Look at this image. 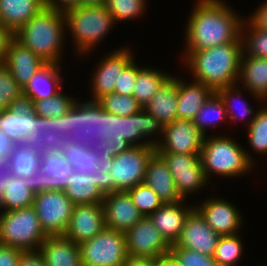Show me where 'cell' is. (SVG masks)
Instances as JSON below:
<instances>
[{
	"label": "cell",
	"mask_w": 267,
	"mask_h": 266,
	"mask_svg": "<svg viewBox=\"0 0 267 266\" xmlns=\"http://www.w3.org/2000/svg\"><path fill=\"white\" fill-rule=\"evenodd\" d=\"M194 8L187 24V51L243 41L244 22L224 2L199 0Z\"/></svg>",
	"instance_id": "obj_1"
},
{
	"label": "cell",
	"mask_w": 267,
	"mask_h": 266,
	"mask_svg": "<svg viewBox=\"0 0 267 266\" xmlns=\"http://www.w3.org/2000/svg\"><path fill=\"white\" fill-rule=\"evenodd\" d=\"M243 41H234L200 51H186L187 64L197 82L213 92L231 87L240 73Z\"/></svg>",
	"instance_id": "obj_2"
},
{
	"label": "cell",
	"mask_w": 267,
	"mask_h": 266,
	"mask_svg": "<svg viewBox=\"0 0 267 266\" xmlns=\"http://www.w3.org/2000/svg\"><path fill=\"white\" fill-rule=\"evenodd\" d=\"M64 25L62 11L45 7L15 32L14 37L46 63L58 64Z\"/></svg>",
	"instance_id": "obj_3"
},
{
	"label": "cell",
	"mask_w": 267,
	"mask_h": 266,
	"mask_svg": "<svg viewBox=\"0 0 267 266\" xmlns=\"http://www.w3.org/2000/svg\"><path fill=\"white\" fill-rule=\"evenodd\" d=\"M163 134L164 125L143 108L130 116L109 113V138L96 142L92 148L97 154L119 155L132 146H155L157 141L137 143L142 137L154 132Z\"/></svg>",
	"instance_id": "obj_4"
},
{
	"label": "cell",
	"mask_w": 267,
	"mask_h": 266,
	"mask_svg": "<svg viewBox=\"0 0 267 266\" xmlns=\"http://www.w3.org/2000/svg\"><path fill=\"white\" fill-rule=\"evenodd\" d=\"M56 133L66 141L93 146L109 136V113L97 101L74 103L67 114L56 117Z\"/></svg>",
	"instance_id": "obj_5"
},
{
	"label": "cell",
	"mask_w": 267,
	"mask_h": 266,
	"mask_svg": "<svg viewBox=\"0 0 267 266\" xmlns=\"http://www.w3.org/2000/svg\"><path fill=\"white\" fill-rule=\"evenodd\" d=\"M200 160L207 179L210 172L231 177L243 174L253 166L249 154L225 137H204Z\"/></svg>",
	"instance_id": "obj_6"
},
{
	"label": "cell",
	"mask_w": 267,
	"mask_h": 266,
	"mask_svg": "<svg viewBox=\"0 0 267 266\" xmlns=\"http://www.w3.org/2000/svg\"><path fill=\"white\" fill-rule=\"evenodd\" d=\"M66 26L74 35L78 51L84 52L102 40L115 23L105 5L78 6L63 12Z\"/></svg>",
	"instance_id": "obj_7"
},
{
	"label": "cell",
	"mask_w": 267,
	"mask_h": 266,
	"mask_svg": "<svg viewBox=\"0 0 267 266\" xmlns=\"http://www.w3.org/2000/svg\"><path fill=\"white\" fill-rule=\"evenodd\" d=\"M46 237L33 206L0 214V244L22 251L36 250Z\"/></svg>",
	"instance_id": "obj_8"
},
{
	"label": "cell",
	"mask_w": 267,
	"mask_h": 266,
	"mask_svg": "<svg viewBox=\"0 0 267 266\" xmlns=\"http://www.w3.org/2000/svg\"><path fill=\"white\" fill-rule=\"evenodd\" d=\"M79 247L82 264L90 266H123L129 256L125 234L106 227Z\"/></svg>",
	"instance_id": "obj_9"
},
{
	"label": "cell",
	"mask_w": 267,
	"mask_h": 266,
	"mask_svg": "<svg viewBox=\"0 0 267 266\" xmlns=\"http://www.w3.org/2000/svg\"><path fill=\"white\" fill-rule=\"evenodd\" d=\"M155 152V146H132L129 150L114 156L109 171L111 193L128 191L143 183L148 160Z\"/></svg>",
	"instance_id": "obj_10"
},
{
	"label": "cell",
	"mask_w": 267,
	"mask_h": 266,
	"mask_svg": "<svg viewBox=\"0 0 267 266\" xmlns=\"http://www.w3.org/2000/svg\"><path fill=\"white\" fill-rule=\"evenodd\" d=\"M74 205L64 191L48 190L35 193L33 207L47 236L64 235Z\"/></svg>",
	"instance_id": "obj_11"
},
{
	"label": "cell",
	"mask_w": 267,
	"mask_h": 266,
	"mask_svg": "<svg viewBox=\"0 0 267 266\" xmlns=\"http://www.w3.org/2000/svg\"><path fill=\"white\" fill-rule=\"evenodd\" d=\"M73 173L74 169L61 150L41 152L40 168L28 176L29 189L35 193L48 190L64 191Z\"/></svg>",
	"instance_id": "obj_12"
},
{
	"label": "cell",
	"mask_w": 267,
	"mask_h": 266,
	"mask_svg": "<svg viewBox=\"0 0 267 266\" xmlns=\"http://www.w3.org/2000/svg\"><path fill=\"white\" fill-rule=\"evenodd\" d=\"M124 234L129 256L157 259L170 253V245L149 216H143Z\"/></svg>",
	"instance_id": "obj_13"
},
{
	"label": "cell",
	"mask_w": 267,
	"mask_h": 266,
	"mask_svg": "<svg viewBox=\"0 0 267 266\" xmlns=\"http://www.w3.org/2000/svg\"><path fill=\"white\" fill-rule=\"evenodd\" d=\"M157 153L167 163L178 194L183 200L189 192L196 191L207 182L200 154Z\"/></svg>",
	"instance_id": "obj_14"
},
{
	"label": "cell",
	"mask_w": 267,
	"mask_h": 266,
	"mask_svg": "<svg viewBox=\"0 0 267 266\" xmlns=\"http://www.w3.org/2000/svg\"><path fill=\"white\" fill-rule=\"evenodd\" d=\"M164 142H157L156 152L200 154L204 136L191 120L176 119L164 125Z\"/></svg>",
	"instance_id": "obj_15"
},
{
	"label": "cell",
	"mask_w": 267,
	"mask_h": 266,
	"mask_svg": "<svg viewBox=\"0 0 267 266\" xmlns=\"http://www.w3.org/2000/svg\"><path fill=\"white\" fill-rule=\"evenodd\" d=\"M220 235L212 230L200 213L194 208L187 216L182 233L176 244L201 254L214 256Z\"/></svg>",
	"instance_id": "obj_16"
},
{
	"label": "cell",
	"mask_w": 267,
	"mask_h": 266,
	"mask_svg": "<svg viewBox=\"0 0 267 266\" xmlns=\"http://www.w3.org/2000/svg\"><path fill=\"white\" fill-rule=\"evenodd\" d=\"M105 228L103 204H75L63 236L76 244L92 239Z\"/></svg>",
	"instance_id": "obj_17"
},
{
	"label": "cell",
	"mask_w": 267,
	"mask_h": 266,
	"mask_svg": "<svg viewBox=\"0 0 267 266\" xmlns=\"http://www.w3.org/2000/svg\"><path fill=\"white\" fill-rule=\"evenodd\" d=\"M37 115L31 104L23 103L0 112V129L15 143L36 138Z\"/></svg>",
	"instance_id": "obj_18"
},
{
	"label": "cell",
	"mask_w": 267,
	"mask_h": 266,
	"mask_svg": "<svg viewBox=\"0 0 267 266\" xmlns=\"http://www.w3.org/2000/svg\"><path fill=\"white\" fill-rule=\"evenodd\" d=\"M102 204L105 227L109 229L125 233L143 217L127 191L105 195Z\"/></svg>",
	"instance_id": "obj_19"
},
{
	"label": "cell",
	"mask_w": 267,
	"mask_h": 266,
	"mask_svg": "<svg viewBox=\"0 0 267 266\" xmlns=\"http://www.w3.org/2000/svg\"><path fill=\"white\" fill-rule=\"evenodd\" d=\"M46 62L15 37L10 41L4 60L5 67L10 71L16 83L24 89L29 80Z\"/></svg>",
	"instance_id": "obj_20"
},
{
	"label": "cell",
	"mask_w": 267,
	"mask_h": 266,
	"mask_svg": "<svg viewBox=\"0 0 267 266\" xmlns=\"http://www.w3.org/2000/svg\"><path fill=\"white\" fill-rule=\"evenodd\" d=\"M209 227L220 236L236 235L241 224V216L237 209L222 199H209L195 208Z\"/></svg>",
	"instance_id": "obj_21"
},
{
	"label": "cell",
	"mask_w": 267,
	"mask_h": 266,
	"mask_svg": "<svg viewBox=\"0 0 267 266\" xmlns=\"http://www.w3.org/2000/svg\"><path fill=\"white\" fill-rule=\"evenodd\" d=\"M110 54L103 59L99 69L97 68L93 74V101H97L106 94L114 93L120 73L133 60L129 51L124 48Z\"/></svg>",
	"instance_id": "obj_22"
},
{
	"label": "cell",
	"mask_w": 267,
	"mask_h": 266,
	"mask_svg": "<svg viewBox=\"0 0 267 266\" xmlns=\"http://www.w3.org/2000/svg\"><path fill=\"white\" fill-rule=\"evenodd\" d=\"M144 183L156 192L164 204L183 200L178 194L167 163L157 152L148 160Z\"/></svg>",
	"instance_id": "obj_23"
},
{
	"label": "cell",
	"mask_w": 267,
	"mask_h": 266,
	"mask_svg": "<svg viewBox=\"0 0 267 266\" xmlns=\"http://www.w3.org/2000/svg\"><path fill=\"white\" fill-rule=\"evenodd\" d=\"M165 203L154 213L149 215L152 223L157 227L163 238L171 246L176 244L181 236L187 216L194 209L183 208L181 203Z\"/></svg>",
	"instance_id": "obj_24"
},
{
	"label": "cell",
	"mask_w": 267,
	"mask_h": 266,
	"mask_svg": "<svg viewBox=\"0 0 267 266\" xmlns=\"http://www.w3.org/2000/svg\"><path fill=\"white\" fill-rule=\"evenodd\" d=\"M46 266H81L79 244L63 235L47 236L38 249Z\"/></svg>",
	"instance_id": "obj_25"
},
{
	"label": "cell",
	"mask_w": 267,
	"mask_h": 266,
	"mask_svg": "<svg viewBox=\"0 0 267 266\" xmlns=\"http://www.w3.org/2000/svg\"><path fill=\"white\" fill-rule=\"evenodd\" d=\"M58 68L55 63H45L39 68L23 89L25 103L32 105L37 100L52 98L60 92L58 89L62 86Z\"/></svg>",
	"instance_id": "obj_26"
},
{
	"label": "cell",
	"mask_w": 267,
	"mask_h": 266,
	"mask_svg": "<svg viewBox=\"0 0 267 266\" xmlns=\"http://www.w3.org/2000/svg\"><path fill=\"white\" fill-rule=\"evenodd\" d=\"M45 7V0H0V23L15 33Z\"/></svg>",
	"instance_id": "obj_27"
},
{
	"label": "cell",
	"mask_w": 267,
	"mask_h": 266,
	"mask_svg": "<svg viewBox=\"0 0 267 266\" xmlns=\"http://www.w3.org/2000/svg\"><path fill=\"white\" fill-rule=\"evenodd\" d=\"M143 109L163 125L177 119V79L170 77Z\"/></svg>",
	"instance_id": "obj_28"
},
{
	"label": "cell",
	"mask_w": 267,
	"mask_h": 266,
	"mask_svg": "<svg viewBox=\"0 0 267 266\" xmlns=\"http://www.w3.org/2000/svg\"><path fill=\"white\" fill-rule=\"evenodd\" d=\"M212 93L201 82L188 85L177 79V119L192 121Z\"/></svg>",
	"instance_id": "obj_29"
},
{
	"label": "cell",
	"mask_w": 267,
	"mask_h": 266,
	"mask_svg": "<svg viewBox=\"0 0 267 266\" xmlns=\"http://www.w3.org/2000/svg\"><path fill=\"white\" fill-rule=\"evenodd\" d=\"M244 51L240 61L239 76L243 85L257 97L267 98V58L248 56L244 58Z\"/></svg>",
	"instance_id": "obj_30"
},
{
	"label": "cell",
	"mask_w": 267,
	"mask_h": 266,
	"mask_svg": "<svg viewBox=\"0 0 267 266\" xmlns=\"http://www.w3.org/2000/svg\"><path fill=\"white\" fill-rule=\"evenodd\" d=\"M41 151L34 143L16 144L5 164L18 178L33 175L40 168Z\"/></svg>",
	"instance_id": "obj_31"
},
{
	"label": "cell",
	"mask_w": 267,
	"mask_h": 266,
	"mask_svg": "<svg viewBox=\"0 0 267 266\" xmlns=\"http://www.w3.org/2000/svg\"><path fill=\"white\" fill-rule=\"evenodd\" d=\"M35 192L29 189L28 177L18 178L9 173L6 176L5 191L0 196V208L6 211L33 206Z\"/></svg>",
	"instance_id": "obj_32"
},
{
	"label": "cell",
	"mask_w": 267,
	"mask_h": 266,
	"mask_svg": "<svg viewBox=\"0 0 267 266\" xmlns=\"http://www.w3.org/2000/svg\"><path fill=\"white\" fill-rule=\"evenodd\" d=\"M64 192L74 204H102L105 197L95 186L89 173L80 174L75 171Z\"/></svg>",
	"instance_id": "obj_33"
},
{
	"label": "cell",
	"mask_w": 267,
	"mask_h": 266,
	"mask_svg": "<svg viewBox=\"0 0 267 266\" xmlns=\"http://www.w3.org/2000/svg\"><path fill=\"white\" fill-rule=\"evenodd\" d=\"M170 75L150 68H139L132 96L143 107L158 89L170 78Z\"/></svg>",
	"instance_id": "obj_34"
},
{
	"label": "cell",
	"mask_w": 267,
	"mask_h": 266,
	"mask_svg": "<svg viewBox=\"0 0 267 266\" xmlns=\"http://www.w3.org/2000/svg\"><path fill=\"white\" fill-rule=\"evenodd\" d=\"M61 151L77 173L86 174L97 168L95 163L98 160V154L92 146L65 140Z\"/></svg>",
	"instance_id": "obj_35"
},
{
	"label": "cell",
	"mask_w": 267,
	"mask_h": 266,
	"mask_svg": "<svg viewBox=\"0 0 267 266\" xmlns=\"http://www.w3.org/2000/svg\"><path fill=\"white\" fill-rule=\"evenodd\" d=\"M226 116V117H225ZM227 118L225 104L217 92H213L197 112L192 122L205 135V126L215 125L217 121Z\"/></svg>",
	"instance_id": "obj_36"
},
{
	"label": "cell",
	"mask_w": 267,
	"mask_h": 266,
	"mask_svg": "<svg viewBox=\"0 0 267 266\" xmlns=\"http://www.w3.org/2000/svg\"><path fill=\"white\" fill-rule=\"evenodd\" d=\"M65 139L56 133V118L37 116L36 138L34 143L41 152L61 150Z\"/></svg>",
	"instance_id": "obj_37"
},
{
	"label": "cell",
	"mask_w": 267,
	"mask_h": 266,
	"mask_svg": "<svg viewBox=\"0 0 267 266\" xmlns=\"http://www.w3.org/2000/svg\"><path fill=\"white\" fill-rule=\"evenodd\" d=\"M25 103L23 89L4 64L0 65V112Z\"/></svg>",
	"instance_id": "obj_38"
},
{
	"label": "cell",
	"mask_w": 267,
	"mask_h": 266,
	"mask_svg": "<svg viewBox=\"0 0 267 266\" xmlns=\"http://www.w3.org/2000/svg\"><path fill=\"white\" fill-rule=\"evenodd\" d=\"M97 102L107 113L119 116H130L138 113L143 108L133 96L117 93L106 94L99 98Z\"/></svg>",
	"instance_id": "obj_39"
},
{
	"label": "cell",
	"mask_w": 267,
	"mask_h": 266,
	"mask_svg": "<svg viewBox=\"0 0 267 266\" xmlns=\"http://www.w3.org/2000/svg\"><path fill=\"white\" fill-rule=\"evenodd\" d=\"M74 103V99L59 92L52 98L35 101L32 106L37 116L56 118L67 114Z\"/></svg>",
	"instance_id": "obj_40"
},
{
	"label": "cell",
	"mask_w": 267,
	"mask_h": 266,
	"mask_svg": "<svg viewBox=\"0 0 267 266\" xmlns=\"http://www.w3.org/2000/svg\"><path fill=\"white\" fill-rule=\"evenodd\" d=\"M242 246L237 234L220 236L213 257L219 266H234L242 254Z\"/></svg>",
	"instance_id": "obj_41"
},
{
	"label": "cell",
	"mask_w": 267,
	"mask_h": 266,
	"mask_svg": "<svg viewBox=\"0 0 267 266\" xmlns=\"http://www.w3.org/2000/svg\"><path fill=\"white\" fill-rule=\"evenodd\" d=\"M127 192L143 216H149L164 204L156 192L144 182L129 189Z\"/></svg>",
	"instance_id": "obj_42"
},
{
	"label": "cell",
	"mask_w": 267,
	"mask_h": 266,
	"mask_svg": "<svg viewBox=\"0 0 267 266\" xmlns=\"http://www.w3.org/2000/svg\"><path fill=\"white\" fill-rule=\"evenodd\" d=\"M248 137L255 152L267 153V108L254 114L249 126Z\"/></svg>",
	"instance_id": "obj_43"
},
{
	"label": "cell",
	"mask_w": 267,
	"mask_h": 266,
	"mask_svg": "<svg viewBox=\"0 0 267 266\" xmlns=\"http://www.w3.org/2000/svg\"><path fill=\"white\" fill-rule=\"evenodd\" d=\"M146 0H107L105 6L114 21L138 17L144 10Z\"/></svg>",
	"instance_id": "obj_44"
},
{
	"label": "cell",
	"mask_w": 267,
	"mask_h": 266,
	"mask_svg": "<svg viewBox=\"0 0 267 266\" xmlns=\"http://www.w3.org/2000/svg\"><path fill=\"white\" fill-rule=\"evenodd\" d=\"M169 255L178 266H219L213 256L183 247H170Z\"/></svg>",
	"instance_id": "obj_45"
},
{
	"label": "cell",
	"mask_w": 267,
	"mask_h": 266,
	"mask_svg": "<svg viewBox=\"0 0 267 266\" xmlns=\"http://www.w3.org/2000/svg\"><path fill=\"white\" fill-rule=\"evenodd\" d=\"M113 159L114 156L111 154H98V160L95 163L97 168L89 172L90 178L104 196L111 194V176L109 171L112 168Z\"/></svg>",
	"instance_id": "obj_46"
},
{
	"label": "cell",
	"mask_w": 267,
	"mask_h": 266,
	"mask_svg": "<svg viewBox=\"0 0 267 266\" xmlns=\"http://www.w3.org/2000/svg\"><path fill=\"white\" fill-rule=\"evenodd\" d=\"M248 23L251 35L247 38L246 44L243 41V49L247 50V56L267 58V31L255 27L250 21Z\"/></svg>",
	"instance_id": "obj_47"
},
{
	"label": "cell",
	"mask_w": 267,
	"mask_h": 266,
	"mask_svg": "<svg viewBox=\"0 0 267 266\" xmlns=\"http://www.w3.org/2000/svg\"><path fill=\"white\" fill-rule=\"evenodd\" d=\"M137 73L138 65H135L132 60L120 73L118 85H115L114 93L132 96Z\"/></svg>",
	"instance_id": "obj_48"
},
{
	"label": "cell",
	"mask_w": 267,
	"mask_h": 266,
	"mask_svg": "<svg viewBox=\"0 0 267 266\" xmlns=\"http://www.w3.org/2000/svg\"><path fill=\"white\" fill-rule=\"evenodd\" d=\"M235 88H234V85L233 86H231V87H225V88H221L220 90H218L217 91V93L219 94V96L222 98V100H223V102H224V104H225V108H226V112H227V116H229L230 117V120L232 119V121L233 120H238L237 119V116H238V114H236L235 113V111H233V105L231 104V102H230V100H235V97H234V93L235 94H237V95H235L236 97H238V95L241 93V92H238V93H236L235 91L236 90H234ZM234 91V92H233ZM233 96V97H232ZM243 104H244V106H243V108H242V110L244 111V112H242V116H241V114H240V119H244V117H245V115L246 114H248V115H250L251 113H252V110H251V108H249V107H247L248 106V104H246L245 102H243ZM232 105V106H231ZM231 106V107H230ZM230 110H232L231 112H229ZM235 113V114H234ZM234 114V115H233ZM236 118V119H235Z\"/></svg>",
	"instance_id": "obj_49"
},
{
	"label": "cell",
	"mask_w": 267,
	"mask_h": 266,
	"mask_svg": "<svg viewBox=\"0 0 267 266\" xmlns=\"http://www.w3.org/2000/svg\"><path fill=\"white\" fill-rule=\"evenodd\" d=\"M22 250L0 244V266H18Z\"/></svg>",
	"instance_id": "obj_50"
},
{
	"label": "cell",
	"mask_w": 267,
	"mask_h": 266,
	"mask_svg": "<svg viewBox=\"0 0 267 266\" xmlns=\"http://www.w3.org/2000/svg\"><path fill=\"white\" fill-rule=\"evenodd\" d=\"M18 266H46L40 251L25 250L20 252Z\"/></svg>",
	"instance_id": "obj_51"
},
{
	"label": "cell",
	"mask_w": 267,
	"mask_h": 266,
	"mask_svg": "<svg viewBox=\"0 0 267 266\" xmlns=\"http://www.w3.org/2000/svg\"><path fill=\"white\" fill-rule=\"evenodd\" d=\"M14 38V33L0 23V65L4 63L10 41Z\"/></svg>",
	"instance_id": "obj_52"
},
{
	"label": "cell",
	"mask_w": 267,
	"mask_h": 266,
	"mask_svg": "<svg viewBox=\"0 0 267 266\" xmlns=\"http://www.w3.org/2000/svg\"><path fill=\"white\" fill-rule=\"evenodd\" d=\"M16 144L0 129V163H5L8 160Z\"/></svg>",
	"instance_id": "obj_53"
},
{
	"label": "cell",
	"mask_w": 267,
	"mask_h": 266,
	"mask_svg": "<svg viewBox=\"0 0 267 266\" xmlns=\"http://www.w3.org/2000/svg\"><path fill=\"white\" fill-rule=\"evenodd\" d=\"M261 6L258 8V11L253 14L254 16L248 19H250V22L255 27L267 31V1Z\"/></svg>",
	"instance_id": "obj_54"
},
{
	"label": "cell",
	"mask_w": 267,
	"mask_h": 266,
	"mask_svg": "<svg viewBox=\"0 0 267 266\" xmlns=\"http://www.w3.org/2000/svg\"><path fill=\"white\" fill-rule=\"evenodd\" d=\"M45 6L64 12L70 8L80 6V0H45Z\"/></svg>",
	"instance_id": "obj_55"
},
{
	"label": "cell",
	"mask_w": 267,
	"mask_h": 266,
	"mask_svg": "<svg viewBox=\"0 0 267 266\" xmlns=\"http://www.w3.org/2000/svg\"><path fill=\"white\" fill-rule=\"evenodd\" d=\"M123 266H155V259L128 256Z\"/></svg>",
	"instance_id": "obj_56"
},
{
	"label": "cell",
	"mask_w": 267,
	"mask_h": 266,
	"mask_svg": "<svg viewBox=\"0 0 267 266\" xmlns=\"http://www.w3.org/2000/svg\"><path fill=\"white\" fill-rule=\"evenodd\" d=\"M9 173L8 166L5 163H0V196L5 191L6 176Z\"/></svg>",
	"instance_id": "obj_57"
},
{
	"label": "cell",
	"mask_w": 267,
	"mask_h": 266,
	"mask_svg": "<svg viewBox=\"0 0 267 266\" xmlns=\"http://www.w3.org/2000/svg\"><path fill=\"white\" fill-rule=\"evenodd\" d=\"M155 266H178L173 258L168 255L165 257L155 259Z\"/></svg>",
	"instance_id": "obj_58"
},
{
	"label": "cell",
	"mask_w": 267,
	"mask_h": 266,
	"mask_svg": "<svg viewBox=\"0 0 267 266\" xmlns=\"http://www.w3.org/2000/svg\"><path fill=\"white\" fill-rule=\"evenodd\" d=\"M107 0H80V6H102Z\"/></svg>",
	"instance_id": "obj_59"
}]
</instances>
